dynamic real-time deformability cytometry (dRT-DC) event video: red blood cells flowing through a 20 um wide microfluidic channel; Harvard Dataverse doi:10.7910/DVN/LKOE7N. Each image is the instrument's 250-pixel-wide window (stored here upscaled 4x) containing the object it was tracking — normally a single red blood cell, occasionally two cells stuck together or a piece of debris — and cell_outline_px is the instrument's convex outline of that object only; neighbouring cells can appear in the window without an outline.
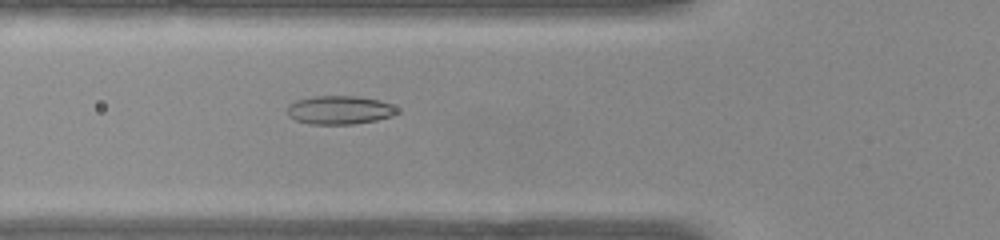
{"species": "common noctule bat (a hibernating species)", "species_latin": "Nyctalus noctula", "temperature_condition": "warm", "stored_images_in_passage": 36, "camera_frame_rate_fps": 3000, "um_per_image_px": 0.085, "animal": {"sex": "female", "body_mass_g": 22.0, "forearm_length_mm": 56.7}, "frame": {"image": 1, "passage_image": 8, "time_ms": 2.333, "image_size_px": [1000, 240], "cell_outline_px": [[400, 112], [392, 116], [376, 120], [352, 124], [308, 124], [296, 120], [288, 116], [288, 104], [296, 100], [312, 96], [360, 96], [380, 100], [396, 108]], "centroid_in_image_um": [28.84, 9.35], "position_along_channel_um": 97.0, "area_um2": 18.32}}
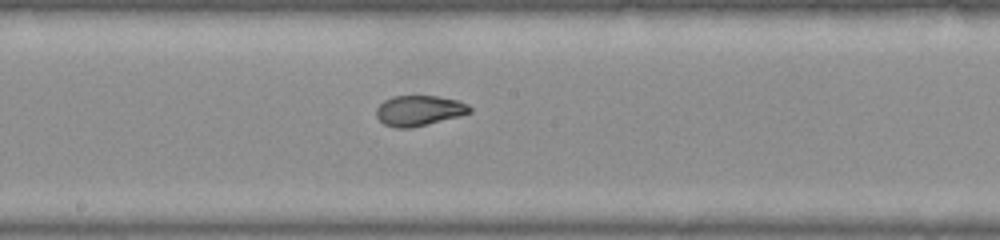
{"frame": {"image": 2, "passage_image": 17, "time_ms": 5.333, "image_size_px": [1000, 240], "cell_outline_px": [[472, 112], [460, 116], [412, 128], [396, 128], [384, 124], [376, 116], [376, 108], [384, 100], [392, 96], [436, 96], [456, 100], [468, 104], [472, 108]], "centroid_in_image_um": [35.62, 9.4], "position_along_channel_um": 212.6, "area_um2": 16.59}}
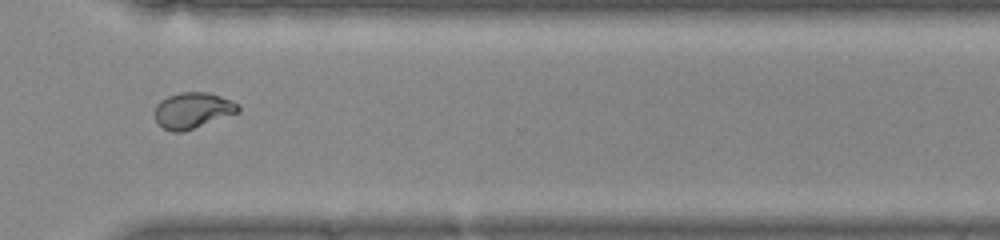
{"frame": {"image": 3, "passage_image": 28, "time_ms": 9.0, "image_size_px": [1000, 240], "cell_outline_px": [[240, 112], [184, 132], [172, 132], [164, 128], [156, 120], [156, 104], [160, 100], [168, 96], [180, 92], [208, 92], [220, 96], [236, 104], [240, 108]], "centroid_in_image_um": [16.37, 9.39], "position_along_channel_um": 354.2, "area_um2": 17.34}, "authors_computed_cell_mechanics": {"area_um2": 17.4267, "velocity_mm_per_s": 3.858, "shape_relaxation_time_tau1_ms": null, "shape_relaxation_time_tau2_ms": 0.9437, "deformation_change_tau1": null, "deformation_change_tau2": 0.0472}}